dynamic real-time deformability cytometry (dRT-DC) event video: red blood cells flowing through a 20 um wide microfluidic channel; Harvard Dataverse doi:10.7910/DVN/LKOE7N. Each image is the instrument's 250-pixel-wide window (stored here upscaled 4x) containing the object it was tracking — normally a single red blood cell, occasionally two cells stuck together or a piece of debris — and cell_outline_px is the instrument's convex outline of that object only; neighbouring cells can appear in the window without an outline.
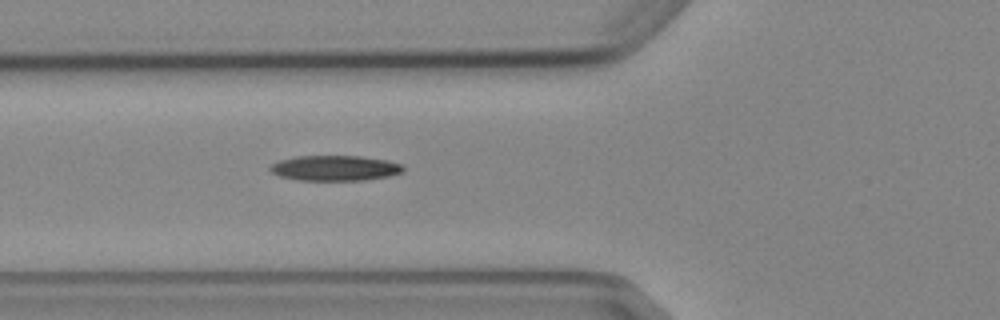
{"species": "Egyptian fruit bat (a non-hibernating species)", "species_latin": "Rousettus aegyptiacus", "temperature_condition": "cold", "stored_images_in_passage": 6, "camera_frame_rate_fps": 3000, "um_per_image_px": 0.085, "animal": {"sex": "female"}, "frame": {"image": 1, "passage_image": 6, "time_ms": 6.667, "image_size_px": [1000, 320], "cell_outline_px": [[404, 168], [400, 172], [388, 176], [364, 180], [296, 180], [280, 176], [272, 172], [268, 168], [272, 164], [280, 160], [296, 156], [360, 156], [384, 160], [400, 164]], "centroid_in_image_um": [28.41, 14.29], "position_along_channel_um": 97.4, "area_um2": 19.36}}